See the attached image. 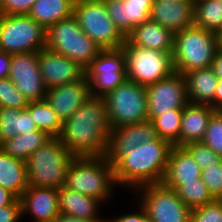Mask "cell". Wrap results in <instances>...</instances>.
I'll list each match as a JSON object with an SVG mask.
<instances>
[{"label": "cell", "instance_id": "obj_47", "mask_svg": "<svg viewBox=\"0 0 222 222\" xmlns=\"http://www.w3.org/2000/svg\"><path fill=\"white\" fill-rule=\"evenodd\" d=\"M162 1H166V2H176V1H185V2H189V3H194L195 0H162Z\"/></svg>", "mask_w": 222, "mask_h": 222}, {"label": "cell", "instance_id": "obj_2", "mask_svg": "<svg viewBox=\"0 0 222 222\" xmlns=\"http://www.w3.org/2000/svg\"><path fill=\"white\" fill-rule=\"evenodd\" d=\"M172 145L157 137L126 152H106L118 188L132 194L138 187L162 183Z\"/></svg>", "mask_w": 222, "mask_h": 222}, {"label": "cell", "instance_id": "obj_18", "mask_svg": "<svg viewBox=\"0 0 222 222\" xmlns=\"http://www.w3.org/2000/svg\"><path fill=\"white\" fill-rule=\"evenodd\" d=\"M115 27L127 38L137 25L150 20L154 0H103Z\"/></svg>", "mask_w": 222, "mask_h": 222}, {"label": "cell", "instance_id": "obj_38", "mask_svg": "<svg viewBox=\"0 0 222 222\" xmlns=\"http://www.w3.org/2000/svg\"><path fill=\"white\" fill-rule=\"evenodd\" d=\"M201 179L214 199L222 200V161L203 170Z\"/></svg>", "mask_w": 222, "mask_h": 222}, {"label": "cell", "instance_id": "obj_1", "mask_svg": "<svg viewBox=\"0 0 222 222\" xmlns=\"http://www.w3.org/2000/svg\"><path fill=\"white\" fill-rule=\"evenodd\" d=\"M111 130L103 97L90 96L62 123L58 138L75 157L105 156Z\"/></svg>", "mask_w": 222, "mask_h": 222}, {"label": "cell", "instance_id": "obj_15", "mask_svg": "<svg viewBox=\"0 0 222 222\" xmlns=\"http://www.w3.org/2000/svg\"><path fill=\"white\" fill-rule=\"evenodd\" d=\"M38 64L47 90L79 81L85 76V69L77 62L47 47L38 51Z\"/></svg>", "mask_w": 222, "mask_h": 222}, {"label": "cell", "instance_id": "obj_30", "mask_svg": "<svg viewBox=\"0 0 222 222\" xmlns=\"http://www.w3.org/2000/svg\"><path fill=\"white\" fill-rule=\"evenodd\" d=\"M193 14L195 27L222 34L221 0H195Z\"/></svg>", "mask_w": 222, "mask_h": 222}, {"label": "cell", "instance_id": "obj_20", "mask_svg": "<svg viewBox=\"0 0 222 222\" xmlns=\"http://www.w3.org/2000/svg\"><path fill=\"white\" fill-rule=\"evenodd\" d=\"M201 175V168L184 147H171L162 181L165 186L176 190L181 184L197 181Z\"/></svg>", "mask_w": 222, "mask_h": 222}, {"label": "cell", "instance_id": "obj_49", "mask_svg": "<svg viewBox=\"0 0 222 222\" xmlns=\"http://www.w3.org/2000/svg\"><path fill=\"white\" fill-rule=\"evenodd\" d=\"M217 112L222 116V110H217Z\"/></svg>", "mask_w": 222, "mask_h": 222}, {"label": "cell", "instance_id": "obj_39", "mask_svg": "<svg viewBox=\"0 0 222 222\" xmlns=\"http://www.w3.org/2000/svg\"><path fill=\"white\" fill-rule=\"evenodd\" d=\"M36 0H0L3 15H28Z\"/></svg>", "mask_w": 222, "mask_h": 222}, {"label": "cell", "instance_id": "obj_27", "mask_svg": "<svg viewBox=\"0 0 222 222\" xmlns=\"http://www.w3.org/2000/svg\"><path fill=\"white\" fill-rule=\"evenodd\" d=\"M75 0H36L29 16L45 30L73 15Z\"/></svg>", "mask_w": 222, "mask_h": 222}, {"label": "cell", "instance_id": "obj_44", "mask_svg": "<svg viewBox=\"0 0 222 222\" xmlns=\"http://www.w3.org/2000/svg\"><path fill=\"white\" fill-rule=\"evenodd\" d=\"M16 199L12 192L0 186V208L11 205Z\"/></svg>", "mask_w": 222, "mask_h": 222}, {"label": "cell", "instance_id": "obj_26", "mask_svg": "<svg viewBox=\"0 0 222 222\" xmlns=\"http://www.w3.org/2000/svg\"><path fill=\"white\" fill-rule=\"evenodd\" d=\"M0 186L12 192L18 199L29 187L26 162L6 154L0 149Z\"/></svg>", "mask_w": 222, "mask_h": 222}, {"label": "cell", "instance_id": "obj_16", "mask_svg": "<svg viewBox=\"0 0 222 222\" xmlns=\"http://www.w3.org/2000/svg\"><path fill=\"white\" fill-rule=\"evenodd\" d=\"M19 199L22 218L30 222H53L60 214L58 189L29 186Z\"/></svg>", "mask_w": 222, "mask_h": 222}, {"label": "cell", "instance_id": "obj_25", "mask_svg": "<svg viewBox=\"0 0 222 222\" xmlns=\"http://www.w3.org/2000/svg\"><path fill=\"white\" fill-rule=\"evenodd\" d=\"M187 96L189 103L210 105L214 109V96L218 77L211 67L186 73Z\"/></svg>", "mask_w": 222, "mask_h": 222}, {"label": "cell", "instance_id": "obj_33", "mask_svg": "<svg viewBox=\"0 0 222 222\" xmlns=\"http://www.w3.org/2000/svg\"><path fill=\"white\" fill-rule=\"evenodd\" d=\"M178 197L190 209L206 205L215 199L202 179L181 184L176 190Z\"/></svg>", "mask_w": 222, "mask_h": 222}, {"label": "cell", "instance_id": "obj_46", "mask_svg": "<svg viewBox=\"0 0 222 222\" xmlns=\"http://www.w3.org/2000/svg\"><path fill=\"white\" fill-rule=\"evenodd\" d=\"M53 222H93L86 219L78 218L70 215L59 214V216Z\"/></svg>", "mask_w": 222, "mask_h": 222}, {"label": "cell", "instance_id": "obj_42", "mask_svg": "<svg viewBox=\"0 0 222 222\" xmlns=\"http://www.w3.org/2000/svg\"><path fill=\"white\" fill-rule=\"evenodd\" d=\"M12 54L0 50V79L9 78Z\"/></svg>", "mask_w": 222, "mask_h": 222}, {"label": "cell", "instance_id": "obj_32", "mask_svg": "<svg viewBox=\"0 0 222 222\" xmlns=\"http://www.w3.org/2000/svg\"><path fill=\"white\" fill-rule=\"evenodd\" d=\"M183 108L168 110L156 116L152 123L157 137L167 140L172 146L180 147V130Z\"/></svg>", "mask_w": 222, "mask_h": 222}, {"label": "cell", "instance_id": "obj_7", "mask_svg": "<svg viewBox=\"0 0 222 222\" xmlns=\"http://www.w3.org/2000/svg\"><path fill=\"white\" fill-rule=\"evenodd\" d=\"M121 48L125 55L127 80L147 87L175 72L172 52L143 48L128 38Z\"/></svg>", "mask_w": 222, "mask_h": 222}, {"label": "cell", "instance_id": "obj_31", "mask_svg": "<svg viewBox=\"0 0 222 222\" xmlns=\"http://www.w3.org/2000/svg\"><path fill=\"white\" fill-rule=\"evenodd\" d=\"M27 109L39 130L51 137L60 135L62 122L45 99L29 102Z\"/></svg>", "mask_w": 222, "mask_h": 222}, {"label": "cell", "instance_id": "obj_13", "mask_svg": "<svg viewBox=\"0 0 222 222\" xmlns=\"http://www.w3.org/2000/svg\"><path fill=\"white\" fill-rule=\"evenodd\" d=\"M148 119L168 110L183 108L189 103L186 79L183 74L174 72L170 76L146 87Z\"/></svg>", "mask_w": 222, "mask_h": 222}, {"label": "cell", "instance_id": "obj_24", "mask_svg": "<svg viewBox=\"0 0 222 222\" xmlns=\"http://www.w3.org/2000/svg\"><path fill=\"white\" fill-rule=\"evenodd\" d=\"M133 44L164 52H173L175 34L151 20L137 25L127 37Z\"/></svg>", "mask_w": 222, "mask_h": 222}, {"label": "cell", "instance_id": "obj_22", "mask_svg": "<svg viewBox=\"0 0 222 222\" xmlns=\"http://www.w3.org/2000/svg\"><path fill=\"white\" fill-rule=\"evenodd\" d=\"M157 138L152 121L124 125L111 130L106 152H126Z\"/></svg>", "mask_w": 222, "mask_h": 222}, {"label": "cell", "instance_id": "obj_17", "mask_svg": "<svg viewBox=\"0 0 222 222\" xmlns=\"http://www.w3.org/2000/svg\"><path fill=\"white\" fill-rule=\"evenodd\" d=\"M91 96L89 82L84 76L79 81L50 88L45 100L63 123Z\"/></svg>", "mask_w": 222, "mask_h": 222}, {"label": "cell", "instance_id": "obj_41", "mask_svg": "<svg viewBox=\"0 0 222 222\" xmlns=\"http://www.w3.org/2000/svg\"><path fill=\"white\" fill-rule=\"evenodd\" d=\"M22 211L20 199H16L11 205L0 208V222H21Z\"/></svg>", "mask_w": 222, "mask_h": 222}, {"label": "cell", "instance_id": "obj_14", "mask_svg": "<svg viewBox=\"0 0 222 222\" xmlns=\"http://www.w3.org/2000/svg\"><path fill=\"white\" fill-rule=\"evenodd\" d=\"M9 79L29 102L45 99L44 85L38 64V52L12 54Z\"/></svg>", "mask_w": 222, "mask_h": 222}, {"label": "cell", "instance_id": "obj_34", "mask_svg": "<svg viewBox=\"0 0 222 222\" xmlns=\"http://www.w3.org/2000/svg\"><path fill=\"white\" fill-rule=\"evenodd\" d=\"M29 101L9 79H0V107L26 109Z\"/></svg>", "mask_w": 222, "mask_h": 222}, {"label": "cell", "instance_id": "obj_5", "mask_svg": "<svg viewBox=\"0 0 222 222\" xmlns=\"http://www.w3.org/2000/svg\"><path fill=\"white\" fill-rule=\"evenodd\" d=\"M74 157L58 137H51L25 161L28 185L55 189L64 186Z\"/></svg>", "mask_w": 222, "mask_h": 222}, {"label": "cell", "instance_id": "obj_6", "mask_svg": "<svg viewBox=\"0 0 222 222\" xmlns=\"http://www.w3.org/2000/svg\"><path fill=\"white\" fill-rule=\"evenodd\" d=\"M46 47L77 62L84 69L102 51L82 31L74 15L60 20L47 30Z\"/></svg>", "mask_w": 222, "mask_h": 222}, {"label": "cell", "instance_id": "obj_21", "mask_svg": "<svg viewBox=\"0 0 222 222\" xmlns=\"http://www.w3.org/2000/svg\"><path fill=\"white\" fill-rule=\"evenodd\" d=\"M58 196L61 214L93 222H106V217L104 218L103 214H100L104 204L97 198L80 194L65 185L58 189Z\"/></svg>", "mask_w": 222, "mask_h": 222}, {"label": "cell", "instance_id": "obj_36", "mask_svg": "<svg viewBox=\"0 0 222 222\" xmlns=\"http://www.w3.org/2000/svg\"><path fill=\"white\" fill-rule=\"evenodd\" d=\"M201 142L222 158V116L217 111L210 118Z\"/></svg>", "mask_w": 222, "mask_h": 222}, {"label": "cell", "instance_id": "obj_48", "mask_svg": "<svg viewBox=\"0 0 222 222\" xmlns=\"http://www.w3.org/2000/svg\"><path fill=\"white\" fill-rule=\"evenodd\" d=\"M220 44H221V47H222V34L220 35Z\"/></svg>", "mask_w": 222, "mask_h": 222}, {"label": "cell", "instance_id": "obj_43", "mask_svg": "<svg viewBox=\"0 0 222 222\" xmlns=\"http://www.w3.org/2000/svg\"><path fill=\"white\" fill-rule=\"evenodd\" d=\"M211 68L214 71V74L218 78H222V47H220L215 54V57L212 61Z\"/></svg>", "mask_w": 222, "mask_h": 222}, {"label": "cell", "instance_id": "obj_8", "mask_svg": "<svg viewBox=\"0 0 222 222\" xmlns=\"http://www.w3.org/2000/svg\"><path fill=\"white\" fill-rule=\"evenodd\" d=\"M73 15L82 31L102 50L123 46L126 38L115 27L103 0H75Z\"/></svg>", "mask_w": 222, "mask_h": 222}, {"label": "cell", "instance_id": "obj_9", "mask_svg": "<svg viewBox=\"0 0 222 222\" xmlns=\"http://www.w3.org/2000/svg\"><path fill=\"white\" fill-rule=\"evenodd\" d=\"M103 99L112 129L149 120L145 86L126 79Z\"/></svg>", "mask_w": 222, "mask_h": 222}, {"label": "cell", "instance_id": "obj_40", "mask_svg": "<svg viewBox=\"0 0 222 222\" xmlns=\"http://www.w3.org/2000/svg\"><path fill=\"white\" fill-rule=\"evenodd\" d=\"M136 206V208H135ZM134 206V211H130L128 213H122L118 215L117 217H111L106 219V222H152L144 207L137 201V203Z\"/></svg>", "mask_w": 222, "mask_h": 222}, {"label": "cell", "instance_id": "obj_19", "mask_svg": "<svg viewBox=\"0 0 222 222\" xmlns=\"http://www.w3.org/2000/svg\"><path fill=\"white\" fill-rule=\"evenodd\" d=\"M194 3L185 1L166 2L154 0L150 20L172 31L174 34L194 26Z\"/></svg>", "mask_w": 222, "mask_h": 222}, {"label": "cell", "instance_id": "obj_35", "mask_svg": "<svg viewBox=\"0 0 222 222\" xmlns=\"http://www.w3.org/2000/svg\"><path fill=\"white\" fill-rule=\"evenodd\" d=\"M184 148L191 154L202 171L210 168L212 165L216 166L222 161L218 154L202 142L188 143Z\"/></svg>", "mask_w": 222, "mask_h": 222}, {"label": "cell", "instance_id": "obj_45", "mask_svg": "<svg viewBox=\"0 0 222 222\" xmlns=\"http://www.w3.org/2000/svg\"><path fill=\"white\" fill-rule=\"evenodd\" d=\"M214 109H222V78L218 79V85L216 86V93L214 96Z\"/></svg>", "mask_w": 222, "mask_h": 222}, {"label": "cell", "instance_id": "obj_29", "mask_svg": "<svg viewBox=\"0 0 222 222\" xmlns=\"http://www.w3.org/2000/svg\"><path fill=\"white\" fill-rule=\"evenodd\" d=\"M50 138L49 134L38 129L6 140L1 144L0 149L10 156L26 161L32 153Z\"/></svg>", "mask_w": 222, "mask_h": 222}, {"label": "cell", "instance_id": "obj_10", "mask_svg": "<svg viewBox=\"0 0 222 222\" xmlns=\"http://www.w3.org/2000/svg\"><path fill=\"white\" fill-rule=\"evenodd\" d=\"M46 32L29 15H0V50L7 53L38 52L46 47Z\"/></svg>", "mask_w": 222, "mask_h": 222}, {"label": "cell", "instance_id": "obj_3", "mask_svg": "<svg viewBox=\"0 0 222 222\" xmlns=\"http://www.w3.org/2000/svg\"><path fill=\"white\" fill-rule=\"evenodd\" d=\"M65 186L97 198L104 205L111 203L118 189L113 166L105 156L74 157L67 170Z\"/></svg>", "mask_w": 222, "mask_h": 222}, {"label": "cell", "instance_id": "obj_23", "mask_svg": "<svg viewBox=\"0 0 222 222\" xmlns=\"http://www.w3.org/2000/svg\"><path fill=\"white\" fill-rule=\"evenodd\" d=\"M216 112L210 105L188 103L183 107L180 130V147L201 142L210 118Z\"/></svg>", "mask_w": 222, "mask_h": 222}, {"label": "cell", "instance_id": "obj_12", "mask_svg": "<svg viewBox=\"0 0 222 222\" xmlns=\"http://www.w3.org/2000/svg\"><path fill=\"white\" fill-rule=\"evenodd\" d=\"M91 96L104 97L126 80L122 48L102 50L85 69Z\"/></svg>", "mask_w": 222, "mask_h": 222}, {"label": "cell", "instance_id": "obj_37", "mask_svg": "<svg viewBox=\"0 0 222 222\" xmlns=\"http://www.w3.org/2000/svg\"><path fill=\"white\" fill-rule=\"evenodd\" d=\"M190 222H222V200L191 209Z\"/></svg>", "mask_w": 222, "mask_h": 222}, {"label": "cell", "instance_id": "obj_28", "mask_svg": "<svg viewBox=\"0 0 222 222\" xmlns=\"http://www.w3.org/2000/svg\"><path fill=\"white\" fill-rule=\"evenodd\" d=\"M38 130L29 110L0 107V144L16 135Z\"/></svg>", "mask_w": 222, "mask_h": 222}, {"label": "cell", "instance_id": "obj_4", "mask_svg": "<svg viewBox=\"0 0 222 222\" xmlns=\"http://www.w3.org/2000/svg\"><path fill=\"white\" fill-rule=\"evenodd\" d=\"M221 47L220 36L195 26L175 33L172 59L174 70L180 74L209 68Z\"/></svg>", "mask_w": 222, "mask_h": 222}, {"label": "cell", "instance_id": "obj_11", "mask_svg": "<svg viewBox=\"0 0 222 222\" xmlns=\"http://www.w3.org/2000/svg\"><path fill=\"white\" fill-rule=\"evenodd\" d=\"M133 201H138L152 222H190L191 209L178 197L175 189L163 183L138 187ZM137 195V196H136Z\"/></svg>", "mask_w": 222, "mask_h": 222}]
</instances>
